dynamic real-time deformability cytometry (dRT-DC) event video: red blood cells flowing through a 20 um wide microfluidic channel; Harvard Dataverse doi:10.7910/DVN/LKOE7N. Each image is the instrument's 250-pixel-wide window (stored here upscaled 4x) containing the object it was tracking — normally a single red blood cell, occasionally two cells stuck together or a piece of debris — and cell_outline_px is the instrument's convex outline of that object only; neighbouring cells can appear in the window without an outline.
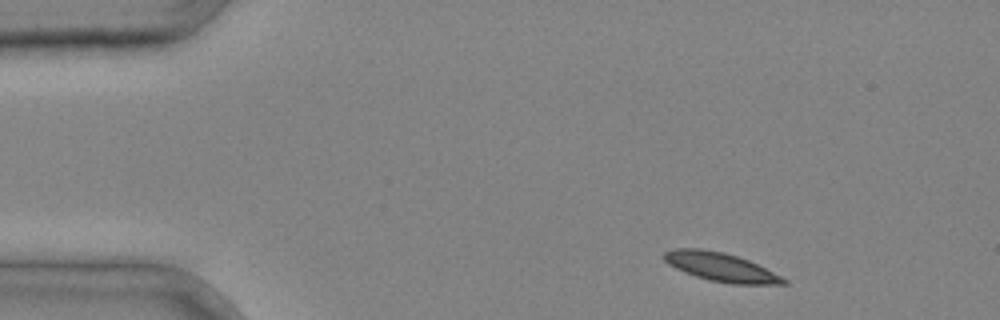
{"species": "common noctule bat (a hibernating species)", "species_latin": "Nyctalus noctula", "temperature_condition": "cold", "stored_images_in_passage": 3, "camera_frame_rate_fps": 3000, "um_per_image_px": 0.085, "animal": {"sex": "male", "body_mass_g": 20.4}, "frame": {"image": 1, "passage_image": 1, "time_ms": 0.0, "image_size_px": [1000, 320], "cell_outline_px": [[788, 284], [732, 284], [708, 280], [684, 272], [668, 264], [664, 260], [664, 252], [676, 248], [700, 248], [724, 252], [748, 260], [788, 280]], "centroid_in_image_um": [61.24, 22.7], "position_along_channel_um": 23.8, "area_um2": 19.77}}
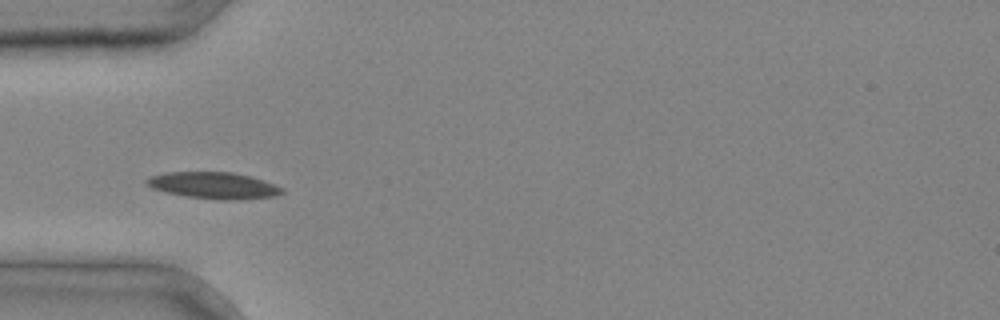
{"frame": {"image": 2, "passage_image": 3, "time_ms": 0.667, "image_size_px": [1000, 320], "cell_outline_px": [[284, 192], [276, 196], [236, 200], [220, 200], [188, 196], [168, 192], [152, 188], [144, 180], [152, 176], [164, 172], [232, 172], [252, 176], [284, 188]], "centroid_in_image_um": [18.21, 15.76], "position_along_channel_um": 66.8, "area_um2": 20.87}}